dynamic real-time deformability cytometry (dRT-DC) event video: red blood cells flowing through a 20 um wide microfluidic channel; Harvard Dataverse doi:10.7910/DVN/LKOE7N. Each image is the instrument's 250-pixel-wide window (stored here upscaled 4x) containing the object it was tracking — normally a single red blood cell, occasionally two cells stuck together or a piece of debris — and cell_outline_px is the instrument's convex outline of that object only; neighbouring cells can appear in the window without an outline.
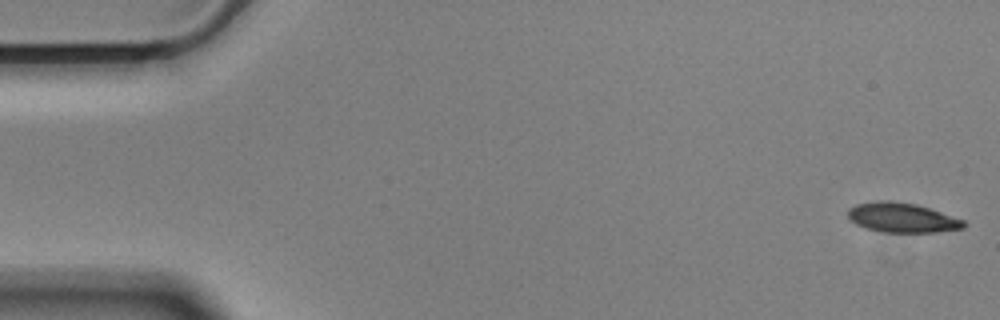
{"species": "Egyptian fruit bat (a non-hibernating species)", "species_latin": "Rousettus aegyptiacus", "temperature_condition": "cold", "stored_images_in_passage": 56, "camera_frame_rate_fps": 3000, "um_per_image_px": 0.085, "animal": {"sex": "male"}, "frame": {"image": 1, "passage_image": 1, "time_ms": 0.0, "image_size_px": [1000, 320], "cell_outline_px": [[968, 224], [964, 228], [936, 232], [880, 232], [864, 228], [856, 224], [848, 216], [848, 208], [856, 204], [880, 200], [888, 200], [916, 204], [964, 220]], "centroid_in_image_um": [76.67, 18.5], "position_along_channel_um": 8.3, "area_um2": 20.0}}
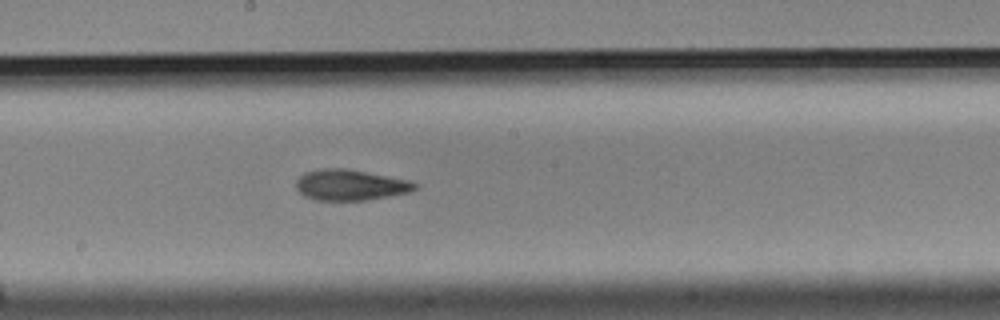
{"frame": {"image": 2, "passage_image": 30, "time_ms": 9.667, "image_size_px": [1000, 320], "cell_outline_px": [[420, 184], [416, 188], [408, 192], [388, 196], [364, 200], [316, 200], [304, 196], [296, 188], [296, 180], [304, 172], [320, 168], [344, 168], [388, 176], [408, 180]], "centroid_in_image_um": [29.74, 15.71], "position_along_channel_um": 218.5, "area_um2": 21.21}}
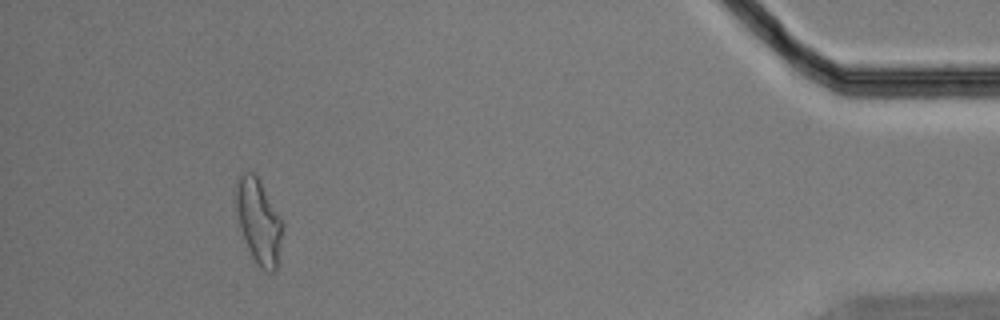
{"frame": {"image": 3, "passage_image": 52, "time_ms": 17.0, "image_size_px": [1000, 320], "cell_outline_px": [[284, 228], [276, 268], [272, 272], [268, 272], [260, 268], [256, 264], [248, 248], [240, 228], [236, 204], [236, 176], [240, 172], [252, 172], [256, 176], [284, 220]], "centroid_in_image_um": [22.01, 18.8], "position_along_channel_um": 413.2, "area_um2": 23.06}, "authors_computed_cell_mechanics": {"area_um2": 21.386, "velocity_mm_per_s": 3.5221, "shape_relaxation_time_tau1_ms": 4.9257, "shape_relaxation_time_tau2_ms": 3.3782, "deformation_change_tau1": 0.1592, "deformation_change_tau2": 0.1121}}